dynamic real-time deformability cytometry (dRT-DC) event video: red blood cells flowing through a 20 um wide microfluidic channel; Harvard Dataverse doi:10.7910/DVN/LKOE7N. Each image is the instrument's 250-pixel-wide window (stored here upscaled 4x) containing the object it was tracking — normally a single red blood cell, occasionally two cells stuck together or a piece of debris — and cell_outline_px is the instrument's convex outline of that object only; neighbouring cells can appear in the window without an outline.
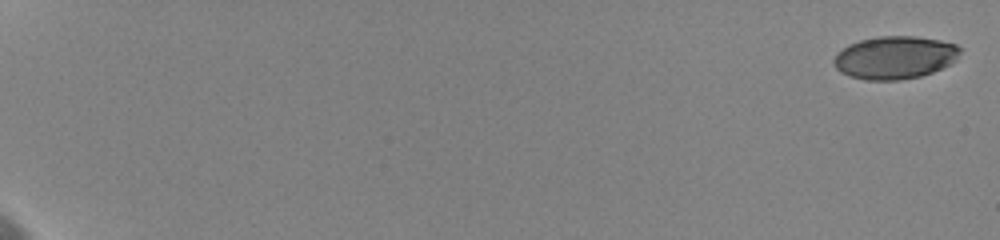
{"species": "human", "species_latin": "Homo sapiens", "temperature_condition": "cold", "stored_images_in_passage": 25, "camera_frame_rate_fps": 3000, "um_per_image_px": 0.085, "donor": {"sex": "female"}, "frame": {"image": 1, "passage_image": 1, "time_ms": 0.0, "image_size_px": [1000, 240], "cell_outline_px": [[960, 52], [956, 60], [932, 72], [920, 76], [900, 80], [864, 80], [848, 76], [840, 72], [836, 68], [832, 60], [836, 52], [848, 44], [860, 40], [880, 36], [912, 36], [940, 40], [956, 44], [960, 48]], "centroid_in_image_um": [76.01, 4.89], "position_along_channel_um": 9.0, "area_um2": 31.62}}
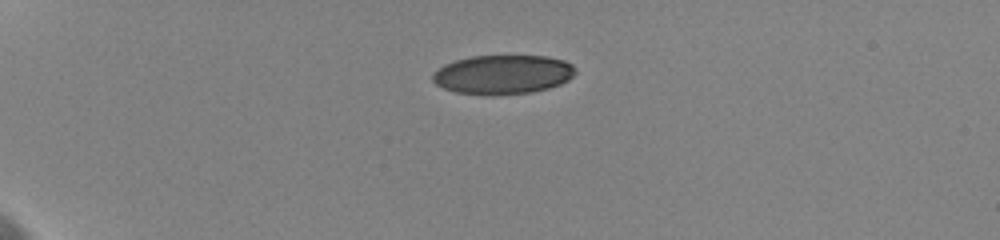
{"frame": {"image": 2, "passage_image": 15, "time_ms": 5.333, "image_size_px": [1000, 240], "cell_outline_px": [[576, 72], [568, 80], [560, 84], [548, 88], [532, 92], [492, 96], [484, 96], [456, 92], [444, 88], [436, 84], [432, 80], [432, 72], [444, 64], [456, 60], [472, 56], [548, 56], [564, 60], [572, 64], [576, 68]], "centroid_in_image_um": [42.73, 6.34], "position_along_channel_um": 42.3, "area_um2": 32.95}}